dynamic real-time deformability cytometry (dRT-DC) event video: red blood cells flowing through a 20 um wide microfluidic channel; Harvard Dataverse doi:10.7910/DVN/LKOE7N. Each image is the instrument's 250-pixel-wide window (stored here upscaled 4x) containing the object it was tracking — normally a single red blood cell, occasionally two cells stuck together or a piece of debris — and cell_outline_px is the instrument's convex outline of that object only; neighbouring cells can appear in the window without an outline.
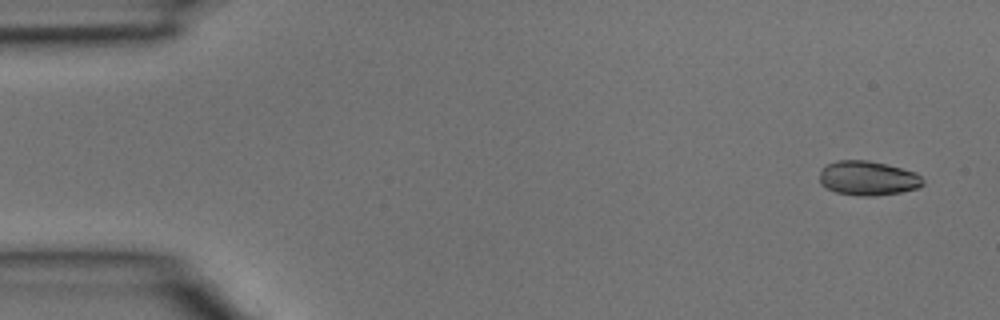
{"species": "common noctule bat (a hibernating species)", "species_latin": "Nyctalus noctula", "temperature_condition": "room temperature", "stored_images_in_passage": 4, "camera_frame_rate_fps": 3000, "um_per_image_px": 0.085, "animal": {"sex": "male", "body_mass_g": 15.6}, "frame": {"image": 1, "passage_image": 1, "time_ms": 0.0, "image_size_px": [1000, 320], "cell_outline_px": [[924, 184], [916, 188], [900, 192], [876, 196], [860, 196], [836, 192], [820, 184], [820, 168], [836, 160], [868, 160], [888, 164], [916, 172], [924, 180]], "centroid_in_image_um": [73.77, 15.13], "position_along_channel_um": 11.2, "area_um2": 20.87}}
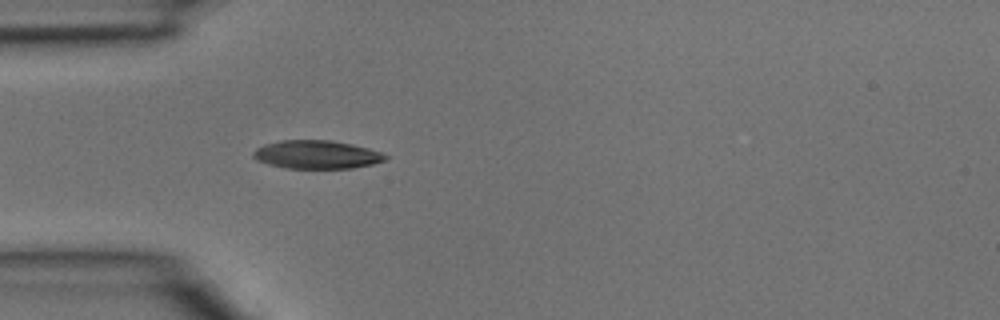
{"frame": {"image": 2, "passage_image": 4, "time_ms": 1.0, "image_size_px": [1000, 320], "cell_outline_px": [[388, 156], [384, 160], [372, 164], [352, 168], [284, 168], [268, 164], [256, 160], [252, 156], [252, 152], [256, 148], [264, 144], [280, 140], [332, 140], [352, 144], [368, 148], [380, 152]], "centroid_in_image_um": [26.87, 13.13], "position_along_channel_um": 58.1, "area_um2": 21.85}}